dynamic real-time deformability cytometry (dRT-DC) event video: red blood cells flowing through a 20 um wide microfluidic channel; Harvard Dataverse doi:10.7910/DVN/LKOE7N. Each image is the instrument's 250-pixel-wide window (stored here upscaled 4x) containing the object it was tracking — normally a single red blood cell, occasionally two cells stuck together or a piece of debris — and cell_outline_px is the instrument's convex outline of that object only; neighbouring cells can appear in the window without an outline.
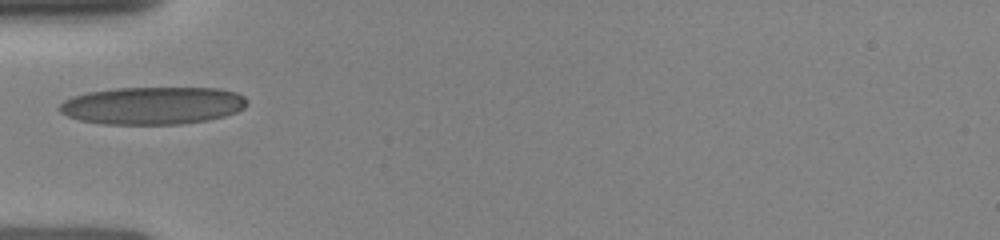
{"species": "human", "species_latin": "Homo sapiens", "temperature_condition": "room temperature", "stored_images_in_passage": 33, "camera_frame_rate_fps": 3000, "um_per_image_px": 0.085, "donor": {"sex": "female"}, "frame": {"image": 1, "passage_image": 1, "time_ms": 0.0, "image_size_px": [1000, 240], "cell_outline_px": [[248, 104], [244, 108], [236, 112], [224, 116], [208, 120], [180, 124], [104, 124], [80, 120], [68, 116], [60, 112], [60, 104], [64, 100], [72, 96], [88, 92], [116, 88], [220, 88], [236, 92], [244, 96], [248, 100]], "centroid_in_image_um": [13.01, 8.97], "position_along_channel_um": 72.0, "area_um2": 41.21}}
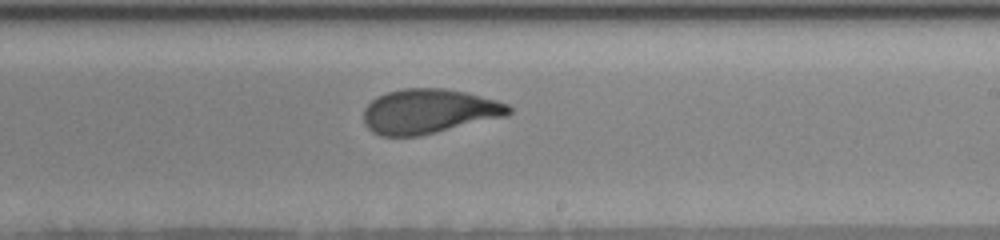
{"frame": {"image": 2, "passage_image": 14, "time_ms": 4.333, "image_size_px": [1000, 240], "cell_outline_px": [[512, 112], [508, 116], [420, 136], [380, 136], [372, 132], [364, 124], [364, 108], [372, 100], [388, 92], [404, 88], [444, 88], [468, 92], [496, 100], [508, 104], [512, 108]], "centroid_in_image_um": [36.49, 9.47], "position_along_channel_um": 252.5, "area_um2": 37.97}}
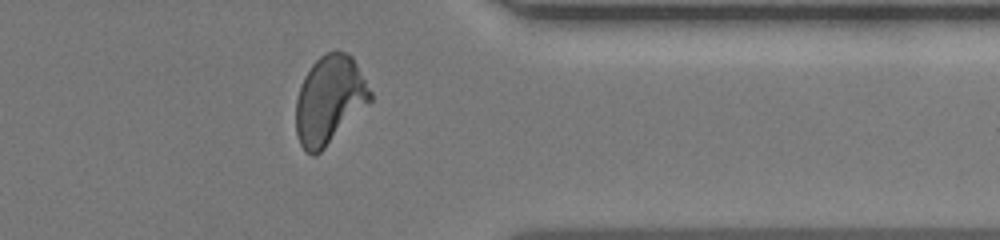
{"frame": {"image": 3, "passage_image": 26, "time_ms": 7.667, "image_size_px": [1000, 240], "cell_outline_px": [[372, 100], [316, 156], [312, 156], [300, 144], [296, 132], [296, 100], [304, 76], [312, 64], [320, 56], [328, 52], [348, 52], [352, 56], [372, 92]], "centroid_in_image_um": [28.0, 8.49], "position_along_channel_um": 383.4, "area_um2": 37.8}}